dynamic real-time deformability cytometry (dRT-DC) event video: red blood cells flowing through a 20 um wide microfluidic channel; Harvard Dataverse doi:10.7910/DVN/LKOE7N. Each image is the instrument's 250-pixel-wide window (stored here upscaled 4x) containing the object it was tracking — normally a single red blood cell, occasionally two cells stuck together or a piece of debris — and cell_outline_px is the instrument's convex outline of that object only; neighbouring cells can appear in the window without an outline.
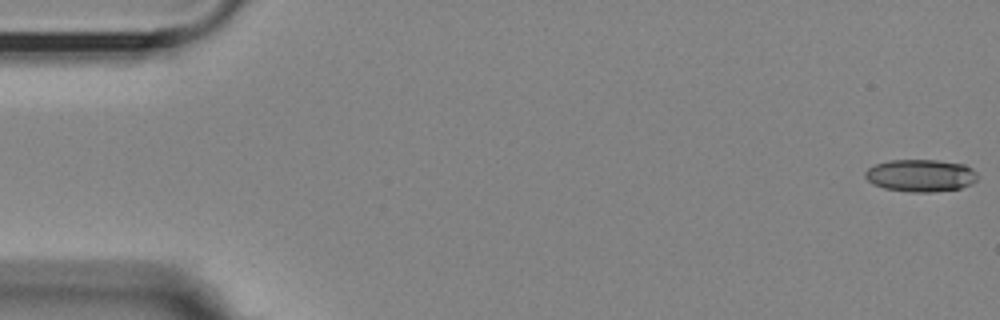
{"species": "Egyptian fruit bat (a non-hibernating species)", "species_latin": "Rousettus aegyptiacus", "temperature_condition": "room temperature", "stored_images_in_passage": 30, "camera_frame_rate_fps": 3000, "um_per_image_px": 0.085, "animal": {"sex": "female"}, "frame": {"image": 1, "passage_image": 1, "time_ms": 0.0, "image_size_px": [1000, 320], "cell_outline_px": [[976, 180], [972, 184], [960, 188], [932, 192], [912, 192], [884, 188], [872, 184], [864, 176], [864, 172], [868, 168], [876, 164], [888, 160], [940, 160], [964, 164], [972, 168], [976, 172]], "centroid_in_image_um": [78.25, 14.91], "position_along_channel_um": 6.8, "area_um2": 21.27}}
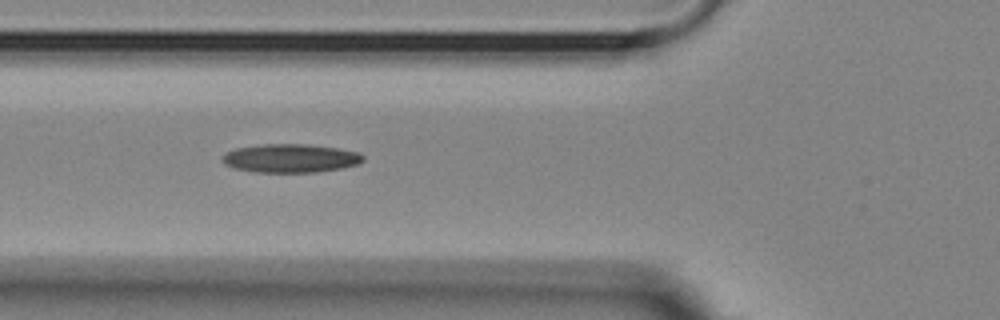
{"frame": {"image": 2, "passage_image": 20, "time_ms": 6.333, "image_size_px": [1000, 320], "cell_outline_px": [[364, 160], [356, 164], [340, 168], [316, 172], [256, 172], [236, 168], [224, 164], [224, 152], [236, 148], [260, 144], [308, 144], [336, 148], [360, 152], [364, 156]], "centroid_in_image_um": [24.7, 13.44], "position_along_channel_um": 101.1, "area_um2": 23.29}}
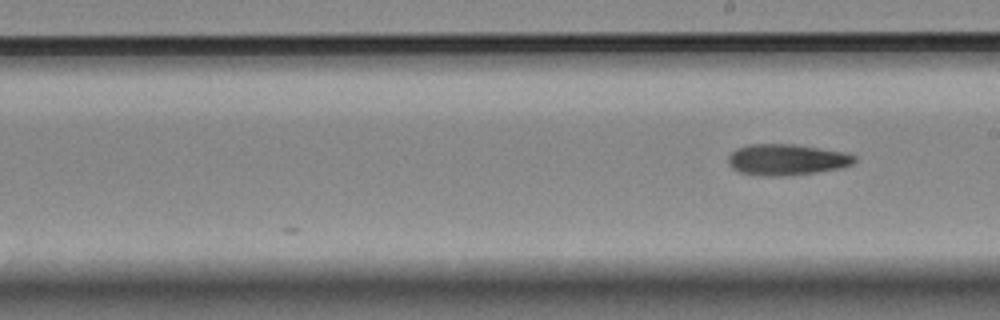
{"frame": {"image": 3, "passage_image": 30, "time_ms": 9.667, "image_size_px": [1000, 320], "cell_outline_px": [[856, 160], [852, 164], [836, 168], [812, 172], [776, 176], [740, 172], [732, 168], [728, 164], [728, 156], [736, 148], [748, 144], [796, 144], [844, 152], [856, 156]], "centroid_in_image_um": [66.83, 13.54], "position_along_channel_um": 222.2, "area_um2": 22.43}}